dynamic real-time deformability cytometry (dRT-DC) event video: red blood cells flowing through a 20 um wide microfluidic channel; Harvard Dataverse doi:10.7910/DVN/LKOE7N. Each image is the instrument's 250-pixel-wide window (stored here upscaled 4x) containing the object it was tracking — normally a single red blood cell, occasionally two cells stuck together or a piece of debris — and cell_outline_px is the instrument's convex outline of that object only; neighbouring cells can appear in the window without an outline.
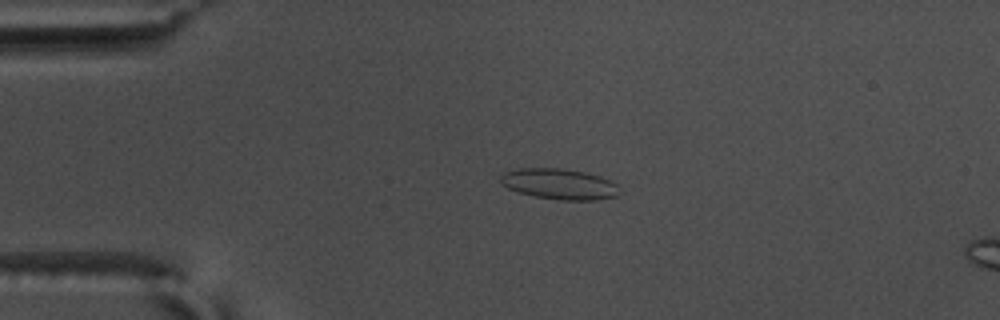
{"species": "common noctule bat (a hibernating species)", "species_latin": "Nyctalus noctula", "temperature_condition": "warm", "stored_images_in_passage": 54, "camera_frame_rate_fps": 3000, "um_per_image_px": 0.085, "animal": {"sex": "male", "body_mass_g": 17.5, "forearm_length_mm": 52.3}, "frame": {"image": 1, "passage_image": 12, "time_ms": 3.667, "image_size_px": [1000, 320], "cell_outline_px": [[620, 192], [616, 196], [596, 200], [560, 200], [536, 196], [520, 192], [508, 188], [500, 180], [500, 176], [504, 172], [520, 168], [564, 168], [584, 172], [600, 176], [616, 184]], "centroid_in_image_um": [47.56, 15.63], "position_along_channel_um": 37.4, "area_um2": 21.1}}
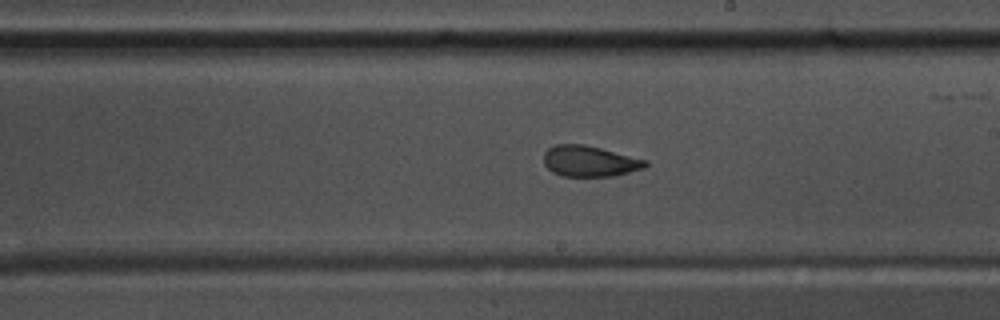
{"frame": {"image": 2, "passage_image": 31, "time_ms": 10.0, "image_size_px": [1000, 320], "cell_outline_px": [[648, 164], [644, 168], [616, 176], [564, 176], [552, 172], [544, 164], [544, 152], [548, 148], [556, 144], [584, 144], [648, 160]], "centroid_in_image_um": [50.12, 13.7], "position_along_channel_um": 238.9, "area_um2": 18.32}}
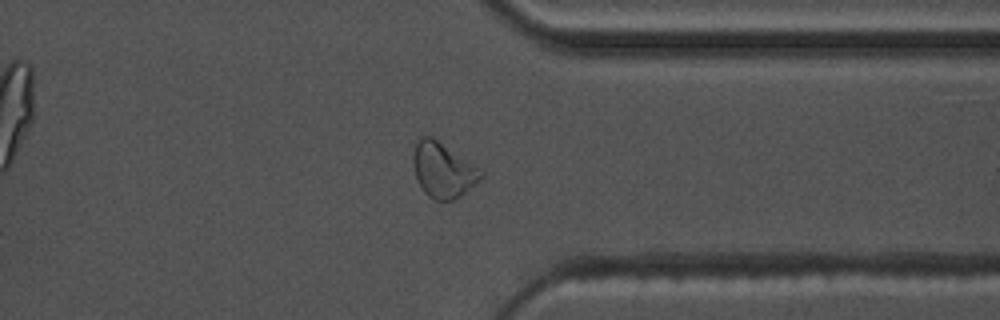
{"frame": {"image": 3, "passage_image": 42, "time_ms": 13.667, "image_size_px": [1000, 320], "cell_outline_px": [[484, 176], [456, 200], [436, 200], [428, 196], [424, 192], [416, 180], [412, 164], [412, 156], [416, 144], [420, 136], [432, 136], [484, 172]], "centroid_in_image_um": [37.62, 14.47], "position_along_channel_um": 373.8, "area_um2": 21.68}, "authors_computed_cell_mechanics": {"area_um2": 20.7791, "velocity_mm_per_s": 3.7445, "shape_relaxation_time_tau1_ms": 7.7743, "shape_relaxation_time_tau2_ms": 1.9568, "deformation_change_tau1": 0.1678, "deformation_change_tau2": 0.0845}}